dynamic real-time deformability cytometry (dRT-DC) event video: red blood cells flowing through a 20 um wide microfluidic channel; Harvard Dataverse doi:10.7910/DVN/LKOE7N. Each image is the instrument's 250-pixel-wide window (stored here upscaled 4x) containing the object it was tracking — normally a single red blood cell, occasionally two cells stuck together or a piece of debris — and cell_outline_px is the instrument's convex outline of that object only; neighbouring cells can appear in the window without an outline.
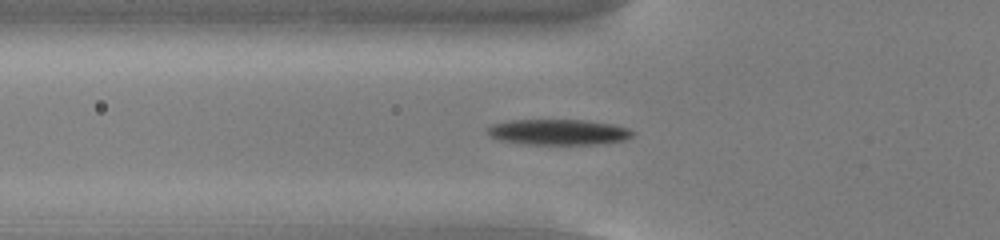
{"species": "common noctule bat (a hibernating species)", "species_latin": "Nyctalus noctula", "temperature_condition": "cold", "stored_images_in_passage": 54, "camera_frame_rate_fps": 3000, "um_per_image_px": 0.085, "animal": {"sex": "male", "body_mass_g": 13.0, "forearm_length_mm": 53.1}, "frame": {"image": 1, "passage_image": 19, "time_ms": 6.0, "image_size_px": [1000, 240], "cell_outline_px": [[636, 136], [624, 140], [604, 144], [524, 144], [500, 140], [492, 136], [488, 132], [488, 128], [492, 124], [508, 120], [584, 120], [612, 124], [628, 128], [636, 132]], "centroid_in_image_um": [47.54, 11.23], "position_along_channel_um": 78.3, "area_um2": 21.79}}
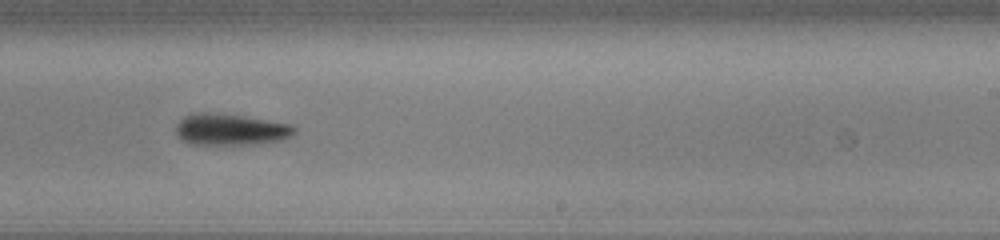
{"frame": {"image": 2, "passage_image": 34, "time_ms": 11.0, "image_size_px": [1000, 240], "cell_outline_px": [[296, 132], [292, 136], [280, 140], [256, 144], [188, 144], [180, 140], [176, 136], [176, 124], [184, 116], [192, 112], [208, 112], [244, 116], [292, 124], [296, 128]], "centroid_in_image_um": [19.56, 11.0], "position_along_channel_um": 269.4, "area_um2": 22.02}}
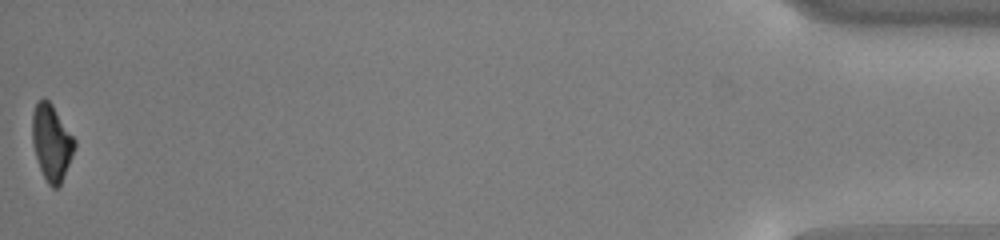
{"frame": {"image": 3, "passage_image": 54, "time_ms": 17.667, "image_size_px": [1000, 240], "cell_outline_px": [[76, 144], [72, 156], [60, 184], [56, 188], [52, 188], [48, 184], [40, 168], [32, 144], [32, 112], [36, 104], [40, 100], [48, 100], [52, 104], [76, 140]], "centroid_in_image_um": [4.38, 12.1], "position_along_channel_um": 430.8, "area_um2": 18.5}, "authors_computed_cell_mechanics": {"area_um2": 20.4612, "velocity_mm_per_s": 3.8283, "shape_relaxation_time_tau1_ms": 2.3043, "shape_relaxation_time_tau2_ms": null, "deformation_change_tau1": 0.1283, "deformation_change_tau2": null}}